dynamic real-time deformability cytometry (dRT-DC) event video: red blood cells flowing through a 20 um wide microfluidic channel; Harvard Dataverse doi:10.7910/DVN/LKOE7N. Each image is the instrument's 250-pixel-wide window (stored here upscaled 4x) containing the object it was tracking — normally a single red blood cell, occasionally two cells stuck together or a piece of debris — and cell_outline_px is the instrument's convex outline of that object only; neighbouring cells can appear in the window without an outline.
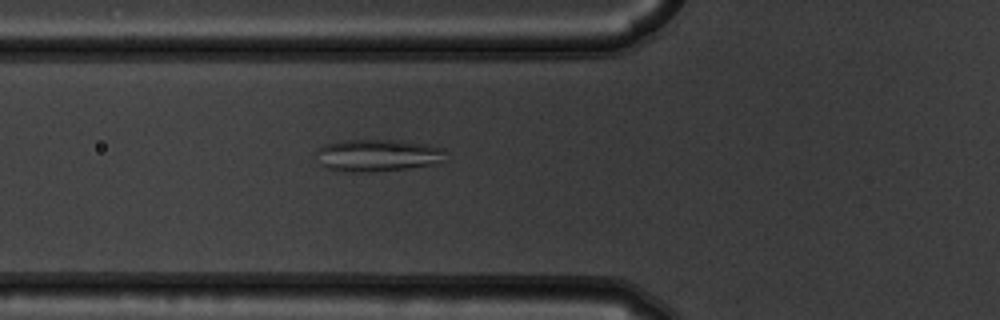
{"species": "common noctule bat (a hibernating species)", "species_latin": "Nyctalus noctula", "temperature_condition": "warm", "stored_images_in_passage": 32, "camera_frame_rate_fps": 3000, "um_per_image_px": 0.085, "animal": {"sex": "male", "body_mass_g": 19.5, "forearm_length_mm": 54.6}, "frame": {"image": 1, "passage_image": 4, "time_ms": 1.0, "image_size_px": [1000, 320], "cell_outline_px": [[444, 152], [428, 164], [408, 168], [368, 172], [336, 172], [324, 168], [320, 164], [316, 152], [324, 144], [340, 140], [400, 140], [428, 144], [444, 148]], "centroid_in_image_um": [31.92, 13.2], "position_along_channel_um": 93.9, "area_um2": 23.99}}
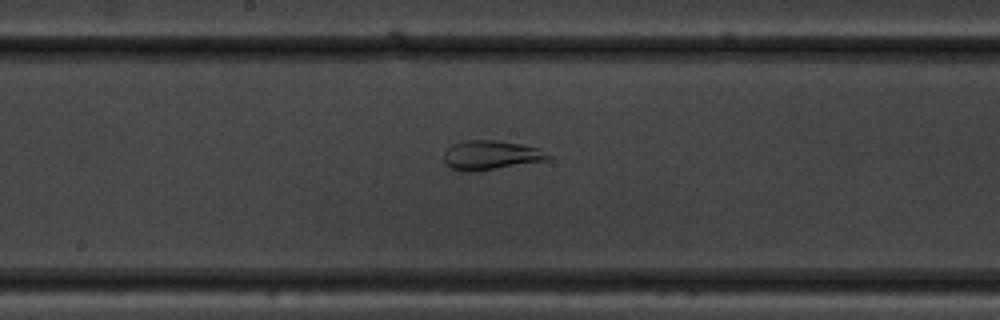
{"frame": {"image": 2, "passage_image": 13, "time_ms": 4.0, "image_size_px": [1000, 320], "cell_outline_px": [[552, 156], [548, 160], [476, 172], [464, 172], [452, 168], [444, 160], [444, 152], [452, 144], [464, 140], [500, 140], [540, 148]], "centroid_in_image_um": [41.74, 13.19], "position_along_channel_um": 206.5, "area_um2": 17.98}}
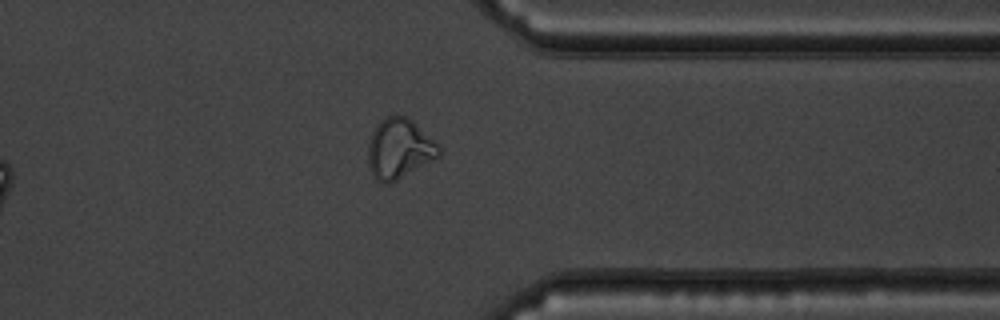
{"frame": {"image": 3, "passage_image": 27, "time_ms": 8.667, "image_size_px": [1000, 320], "cell_outline_px": [[440, 156], [392, 184], [380, 184], [372, 176], [368, 164], [368, 140], [372, 132], [380, 120], [388, 116], [408, 116], [440, 148]], "centroid_in_image_um": [33.89, 12.69], "position_along_channel_um": 377.5, "area_um2": 24.91}, "authors_computed_cell_mechanics": {"area_um2": 19.9988, "velocity_mm_per_s": 3.7565, "shape_relaxation_time_tau1_ms": null, "shape_relaxation_time_tau2_ms": 0.8969, "deformation_change_tau1": null, "deformation_change_tau2": 0.072}}